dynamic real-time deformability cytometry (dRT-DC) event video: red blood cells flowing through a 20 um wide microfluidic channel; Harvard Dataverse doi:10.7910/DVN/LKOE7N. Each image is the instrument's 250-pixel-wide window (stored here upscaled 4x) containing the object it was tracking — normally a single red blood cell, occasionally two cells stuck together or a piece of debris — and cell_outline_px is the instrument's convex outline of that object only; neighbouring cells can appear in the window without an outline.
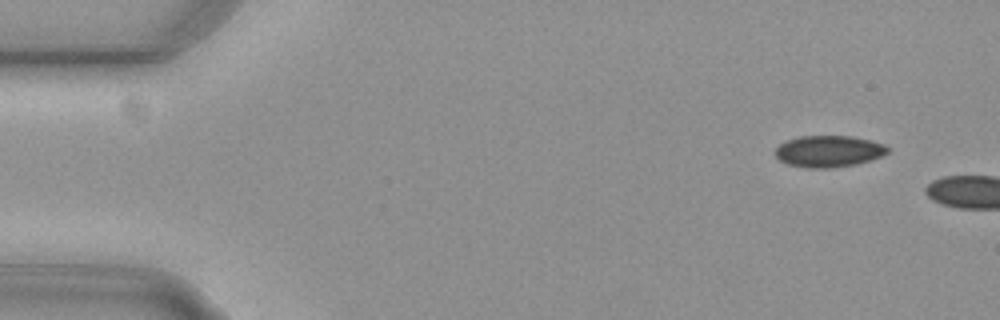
{"species": "common noctule bat (a hibernating species)", "species_latin": "Nyctalus noctula", "temperature_condition": "cold", "stored_images_in_passage": 7, "camera_frame_rate_fps": 3000, "um_per_image_px": 0.085, "animal": {"sex": "female", "body_mass_g": 29.2, "forearm_length_mm": 56.3}, "frame": {"image": 1, "passage_image": 1, "time_ms": 0.0, "image_size_px": [1000, 320], "cell_outline_px": [[888, 152], [884, 156], [872, 160], [856, 164], [832, 168], [808, 168], [788, 164], [780, 160], [776, 156], [776, 148], [784, 140], [800, 136], [852, 136], [872, 140], [884, 144], [888, 148]], "centroid_in_image_um": [70.47, 12.85], "position_along_channel_um": 14.5, "area_um2": 20.87}}